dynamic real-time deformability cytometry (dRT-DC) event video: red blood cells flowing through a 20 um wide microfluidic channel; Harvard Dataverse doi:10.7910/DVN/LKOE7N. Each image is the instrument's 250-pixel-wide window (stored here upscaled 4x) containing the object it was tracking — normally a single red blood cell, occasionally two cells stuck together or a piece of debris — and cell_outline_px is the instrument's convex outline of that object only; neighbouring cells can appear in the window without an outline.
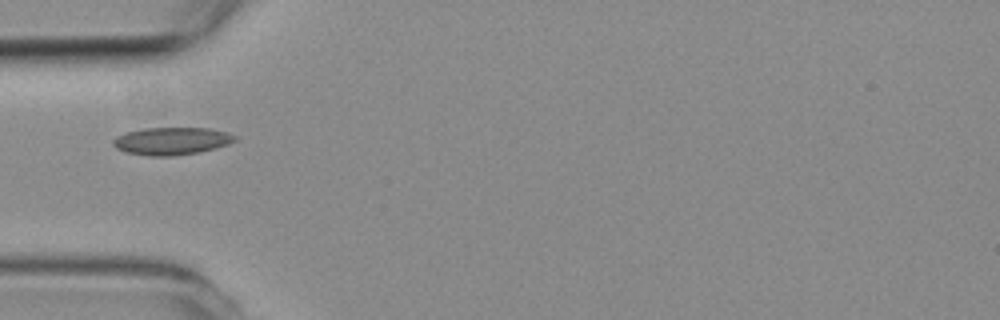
{"species": "common noctule bat (a hibernating species)", "species_latin": "Nyctalus noctula", "temperature_condition": "room temperature", "stored_images_in_passage": 3, "camera_frame_rate_fps": 3000, "um_per_image_px": 0.085, "animal": {"sex": "female", "body_mass_g": 19.3, "forearm_length_mm": 54.1}, "frame": {"image": 1, "passage_image": 3, "time_ms": 2.333, "image_size_px": [1000, 320], "cell_outline_px": [[236, 140], [228, 144], [200, 152], [172, 156], [148, 156], [124, 152], [116, 148], [112, 144], [112, 140], [128, 132], [144, 128], [208, 128], [224, 132], [236, 136]], "centroid_in_image_um": [14.57, 12.0], "position_along_channel_um": 70.4, "area_um2": 19.36}}